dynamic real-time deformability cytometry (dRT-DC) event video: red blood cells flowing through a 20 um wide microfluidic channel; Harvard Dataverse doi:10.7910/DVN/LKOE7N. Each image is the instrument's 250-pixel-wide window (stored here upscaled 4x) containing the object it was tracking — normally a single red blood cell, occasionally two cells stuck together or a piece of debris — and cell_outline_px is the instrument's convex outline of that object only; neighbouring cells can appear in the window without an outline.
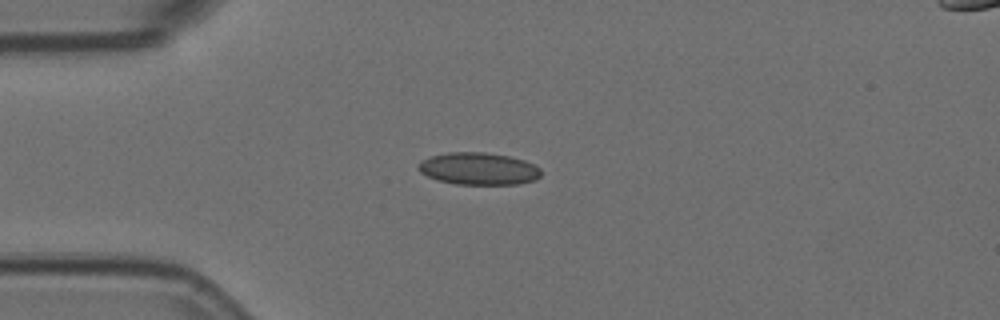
{"species": "Egyptian fruit bat (a non-hibernating species)", "species_latin": "Rousettus aegyptiacus", "temperature_condition": "room temperature", "stored_images_in_passage": 4, "camera_frame_rate_fps": 3000, "um_per_image_px": 0.085, "animal": {"sex": "female"}, "frame": {"image": 1, "passage_image": 2, "time_ms": 0.333, "image_size_px": [1000, 320], "cell_outline_px": [[540, 176], [536, 180], [516, 184], [456, 184], [436, 180], [420, 172], [416, 168], [416, 164], [420, 160], [428, 156], [448, 152], [484, 152], [508, 156], [524, 160], [540, 168]], "centroid_in_image_um": [40.61, 14.33], "position_along_channel_um": 44.4, "area_um2": 23.24}}
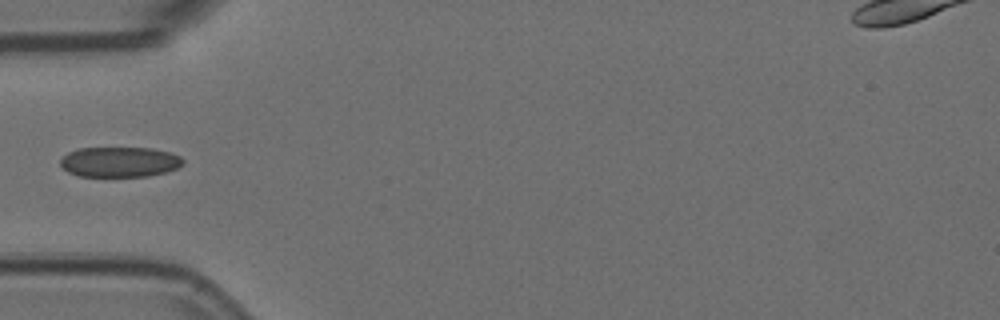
{"frame": {"image": 2, "passage_image": 3, "time_ms": 0.667, "image_size_px": [1000, 320], "cell_outline_px": [[184, 164], [176, 168], [164, 172], [148, 176], [80, 176], [68, 172], [60, 164], [60, 160], [68, 152], [80, 148], [152, 148], [172, 152], [180, 156], [184, 160]], "centroid_in_image_um": [10.19, 13.76], "position_along_channel_um": 74.8, "area_um2": 21.56}}
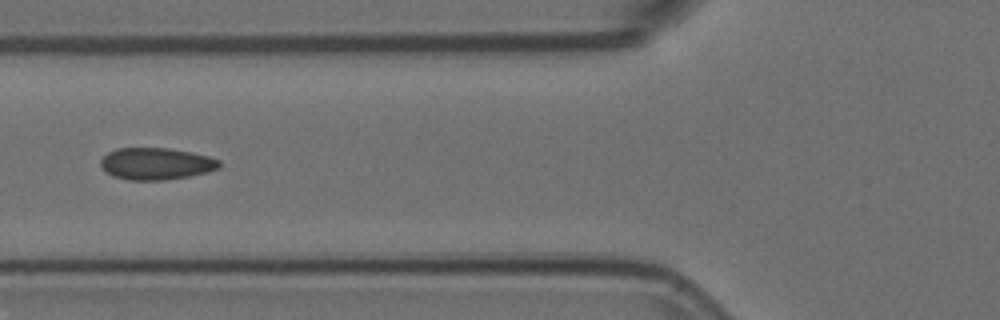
{"frame": {"image": 3, "passage_image": 4, "time_ms": 1.0, "image_size_px": [1000, 320], "cell_outline_px": [[220, 168], [208, 172], [188, 176], [164, 180], [128, 180], [112, 176], [100, 164], [100, 160], [108, 152], [116, 148], [168, 148], [192, 152], [208, 156], [220, 160]], "centroid_in_image_um": [13.28, 13.91], "position_along_channel_um": 112.5, "area_um2": 22.08}}